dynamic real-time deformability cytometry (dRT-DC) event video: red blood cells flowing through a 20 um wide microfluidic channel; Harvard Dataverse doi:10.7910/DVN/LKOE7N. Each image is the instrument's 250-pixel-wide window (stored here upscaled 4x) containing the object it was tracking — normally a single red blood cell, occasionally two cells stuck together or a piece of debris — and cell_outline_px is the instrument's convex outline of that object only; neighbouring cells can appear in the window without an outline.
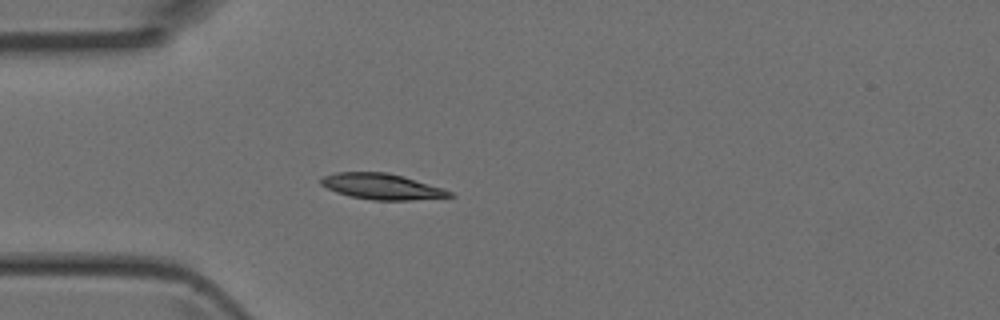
{"species": "Egyptian fruit bat (a non-hibernating species)", "species_latin": "Rousettus aegyptiacus", "temperature_condition": "room temperature", "stored_images_in_passage": 2, "camera_frame_rate_fps": 3000, "um_per_image_px": 0.085, "animal": {"sex": "female"}, "frame": {"image": 1, "passage_image": 2, "time_ms": 0.333, "image_size_px": [1000, 320], "cell_outline_px": [[456, 196], [412, 200], [372, 200], [352, 196], [336, 192], [320, 184], [320, 180], [324, 176], [336, 172], [388, 172], [404, 176], [444, 188], [452, 192]], "centroid_in_image_um": [32.49, 15.85], "position_along_channel_um": 52.5, "area_um2": 19.36}}